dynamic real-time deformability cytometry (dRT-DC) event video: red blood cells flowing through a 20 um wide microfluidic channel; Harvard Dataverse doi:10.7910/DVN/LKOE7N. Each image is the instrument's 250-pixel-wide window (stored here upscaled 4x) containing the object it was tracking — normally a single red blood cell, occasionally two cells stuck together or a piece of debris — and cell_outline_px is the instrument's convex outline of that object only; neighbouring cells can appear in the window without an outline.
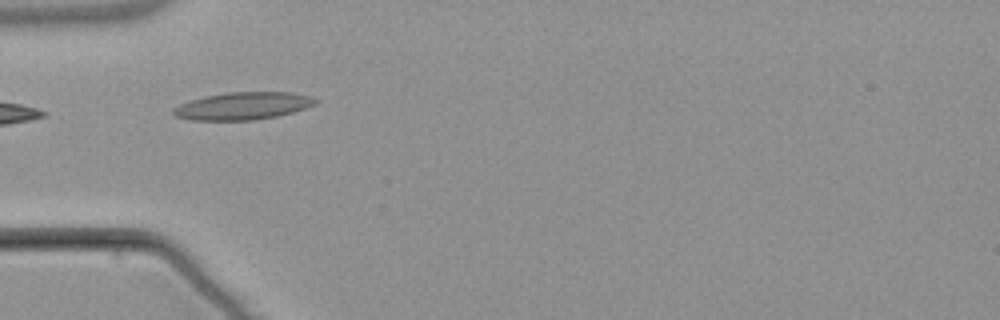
{"species": "common noctule bat (a hibernating species)", "species_latin": "Nyctalus noctula", "temperature_condition": "warm", "stored_images_in_passage": 4, "camera_frame_rate_fps": 3000, "um_per_image_px": 0.085, "animal": {"sex": "male", "body_mass_g": 21.5, "forearm_length_mm": 52.0}, "frame": {"image": 1, "passage_image": 3, "time_ms": 4.667, "image_size_px": [1000, 320], "cell_outline_px": [[320, 100], [316, 104], [292, 112], [276, 116], [252, 120], [192, 120], [176, 116], [172, 112], [172, 108], [180, 104], [204, 96], [228, 92], [292, 92], [308, 96]], "centroid_in_image_um": [20.64, 9.0], "position_along_channel_um": 64.4, "area_um2": 22.6}}
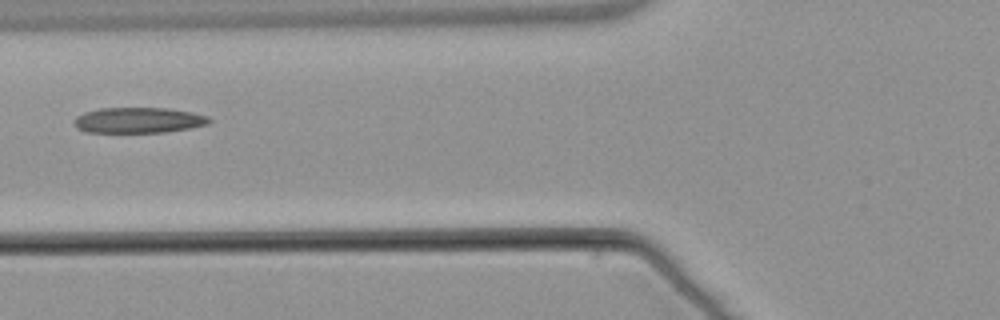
{"frame": {"image": 2, "passage_image": 4, "time_ms": 6.0, "image_size_px": [1000, 320], "cell_outline_px": [[212, 120], [208, 124], [188, 128], [164, 132], [88, 132], [76, 128], [76, 116], [84, 112], [100, 108], [168, 108], [192, 112], [208, 116]], "centroid_in_image_um": [11.79, 10.21], "position_along_channel_um": 114.0, "area_um2": 20.0}}